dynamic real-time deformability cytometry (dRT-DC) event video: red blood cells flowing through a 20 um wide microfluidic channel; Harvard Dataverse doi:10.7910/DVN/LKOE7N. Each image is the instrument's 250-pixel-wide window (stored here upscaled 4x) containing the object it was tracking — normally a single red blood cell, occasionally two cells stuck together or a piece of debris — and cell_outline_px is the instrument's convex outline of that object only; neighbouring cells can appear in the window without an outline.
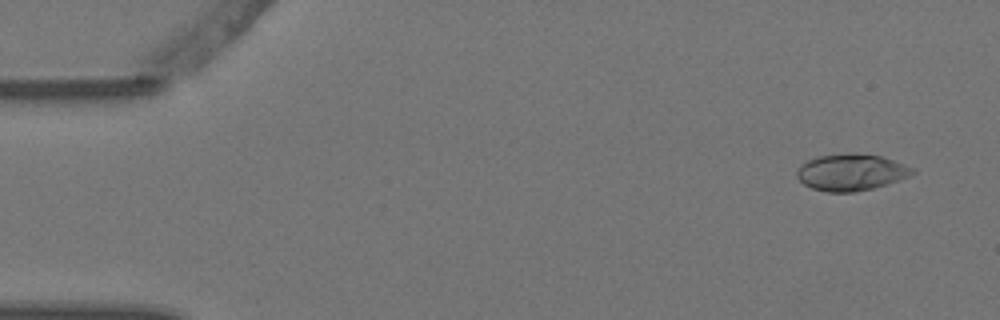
{"species": "Egyptian fruit bat (a non-hibernating species)", "species_latin": "Rousettus aegyptiacus", "temperature_condition": "warm", "stored_images_in_passage": 4, "camera_frame_rate_fps": 3000, "um_per_image_px": 0.085, "animal": {"sex": "female"}, "frame": {"image": 1, "passage_image": 1, "time_ms": 0.0, "image_size_px": [1000, 320], "cell_outline_px": [[916, 172], [908, 176], [872, 188], [852, 192], [828, 192], [812, 188], [804, 184], [796, 176], [796, 172], [800, 164], [816, 156], [848, 152], [852, 152], [880, 156], [916, 168]], "centroid_in_image_um": [72.3, 14.62], "position_along_channel_um": 12.7, "area_um2": 24.62}}
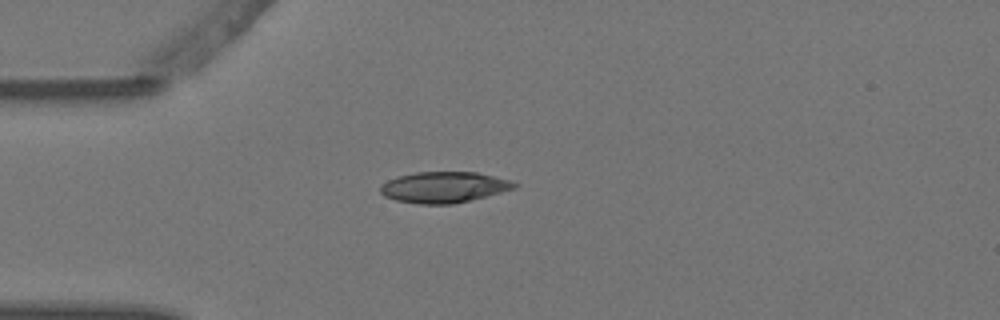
{"frame": {"image": 2, "passage_image": 4, "time_ms": 1.0, "image_size_px": [1000, 320], "cell_outline_px": [[520, 184], [516, 188], [472, 200], [452, 204], [420, 204], [396, 200], [384, 196], [380, 192], [380, 184], [396, 176], [416, 172], [476, 172], [508, 180]], "centroid_in_image_um": [37.71, 15.91], "position_along_channel_um": 47.3, "area_um2": 24.22}}